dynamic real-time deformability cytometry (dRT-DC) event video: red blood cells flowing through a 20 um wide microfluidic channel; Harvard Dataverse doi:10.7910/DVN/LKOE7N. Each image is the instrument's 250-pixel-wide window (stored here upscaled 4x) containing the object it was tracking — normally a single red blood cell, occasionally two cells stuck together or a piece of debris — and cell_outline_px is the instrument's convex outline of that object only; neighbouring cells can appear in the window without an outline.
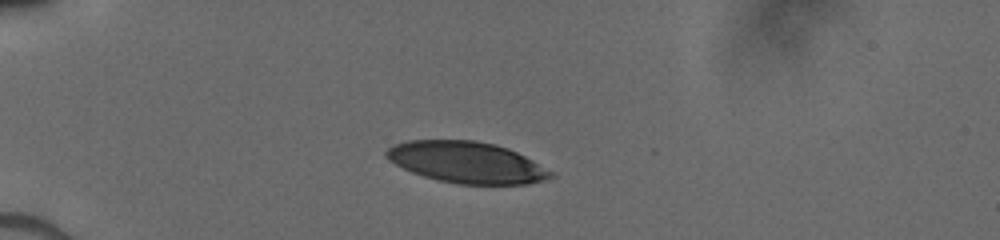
{"species": "human", "species_latin": "Homo sapiens", "temperature_condition": "cold", "stored_images_in_passage": 37, "camera_frame_rate_fps": 3000, "um_per_image_px": 0.085, "donor": {"sex": "male"}, "frame": {"image": 1, "passage_image": 1, "time_ms": 0.0, "image_size_px": [1000, 240], "cell_outline_px": [[556, 176], [544, 180], [528, 184], [456, 184], [436, 180], [412, 172], [388, 160], [384, 156], [384, 152], [392, 144], [408, 140], [476, 140], [496, 144], [508, 148], [532, 160], [552, 172]], "centroid_in_image_um": [39.64, 13.79], "position_along_channel_um": 45.4, "area_um2": 39.71}}
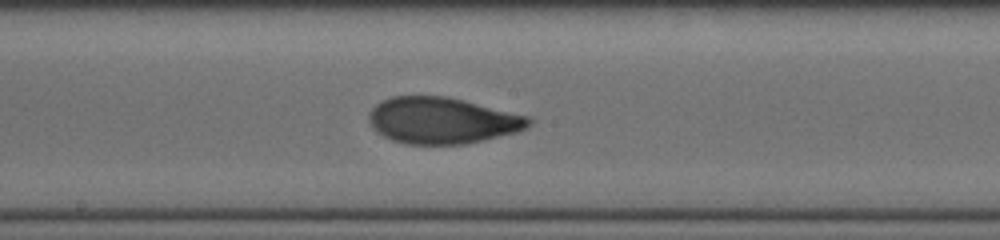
{"frame": {"image": 2, "passage_image": 16, "time_ms": 5.0, "image_size_px": [1000, 240], "cell_outline_px": [[532, 124], [516, 132], [484, 140], [464, 144], [408, 144], [392, 140], [376, 132], [368, 120], [368, 112], [380, 100], [392, 96], [444, 96], [464, 100], [528, 116], [532, 120]], "centroid_in_image_um": [37.55, 10.24], "position_along_channel_um": 210.7, "area_um2": 43.18}}
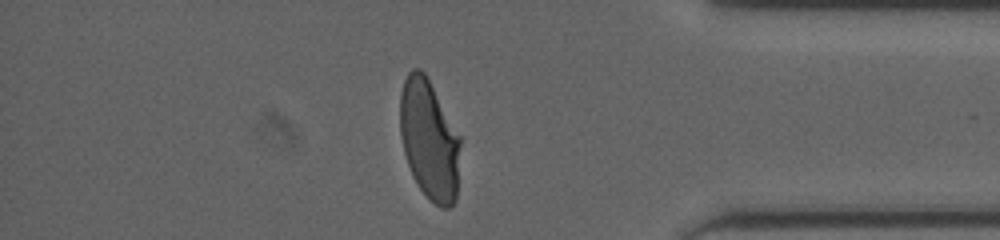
{"frame": {"image": 3, "passage_image": 31, "time_ms": 10.0, "image_size_px": [1000, 240], "cell_outline_px": [[460, 144], [456, 200], [448, 208], [440, 208], [420, 188], [412, 176], [404, 152], [400, 136], [400, 92], [404, 80], [408, 72], [412, 68], [420, 68], [424, 72], [460, 136]], "centroid_in_image_um": [36.47, 11.86], "position_along_channel_um": 398.7, "area_um2": 41.85}}